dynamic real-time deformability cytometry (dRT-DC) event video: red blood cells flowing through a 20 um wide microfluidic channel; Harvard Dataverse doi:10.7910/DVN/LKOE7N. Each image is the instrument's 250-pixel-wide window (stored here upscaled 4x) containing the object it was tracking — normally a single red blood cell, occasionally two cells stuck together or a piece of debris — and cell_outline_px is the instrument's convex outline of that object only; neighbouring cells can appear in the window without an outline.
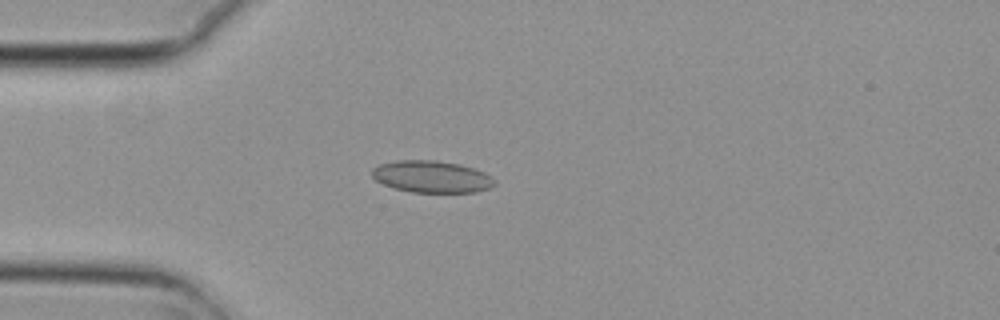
{"species": "common noctule bat (a hibernating species)", "species_latin": "Nyctalus noctula", "temperature_condition": "cold", "stored_images_in_passage": 4, "camera_frame_rate_fps": 3000, "um_per_image_px": 0.085, "animal": {"sex": "female", "body_mass_g": 29.2, "forearm_length_mm": 56.3}, "frame": {"image": 1, "passage_image": 3, "time_ms": 0.667, "image_size_px": [1000, 320], "cell_outline_px": [[496, 184], [488, 188], [476, 192], [412, 192], [392, 188], [376, 180], [372, 176], [372, 168], [380, 164], [396, 160], [436, 160], [460, 164], [484, 172], [496, 180]], "centroid_in_image_um": [36.68, 15.01], "position_along_channel_um": 48.3, "area_um2": 22.83}}